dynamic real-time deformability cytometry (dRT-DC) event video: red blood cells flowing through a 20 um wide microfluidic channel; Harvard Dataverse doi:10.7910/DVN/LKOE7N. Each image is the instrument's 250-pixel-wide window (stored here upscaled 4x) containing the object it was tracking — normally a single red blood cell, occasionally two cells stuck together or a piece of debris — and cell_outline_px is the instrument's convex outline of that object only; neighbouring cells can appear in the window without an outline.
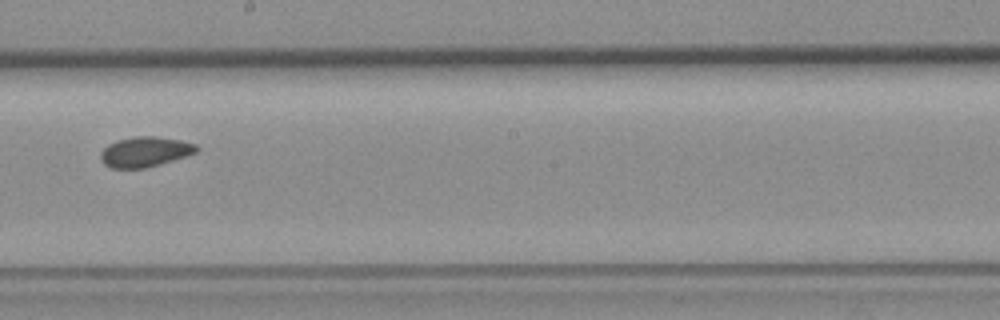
{"species": "common noctule bat (a hibernating species)", "species_latin": "Nyctalus noctula", "temperature_condition": "room temperature", "stored_images_in_passage": 5, "camera_frame_rate_fps": 3000, "um_per_image_px": 0.085, "animal": {"sex": "female", "body_mass_g": 19.3, "forearm_length_mm": 54.1}, "frame": {"image": 1, "passage_image": 5, "time_ms": 5.333, "image_size_px": [1000, 320], "cell_outline_px": [[200, 148], [196, 152], [160, 164], [144, 168], [112, 168], [104, 164], [100, 160], [100, 152], [108, 144], [116, 140], [136, 136], [156, 136], [180, 140], [196, 144]], "centroid_in_image_um": [12.3, 12.89], "position_along_channel_um": 235.9, "area_um2": 16.82}}